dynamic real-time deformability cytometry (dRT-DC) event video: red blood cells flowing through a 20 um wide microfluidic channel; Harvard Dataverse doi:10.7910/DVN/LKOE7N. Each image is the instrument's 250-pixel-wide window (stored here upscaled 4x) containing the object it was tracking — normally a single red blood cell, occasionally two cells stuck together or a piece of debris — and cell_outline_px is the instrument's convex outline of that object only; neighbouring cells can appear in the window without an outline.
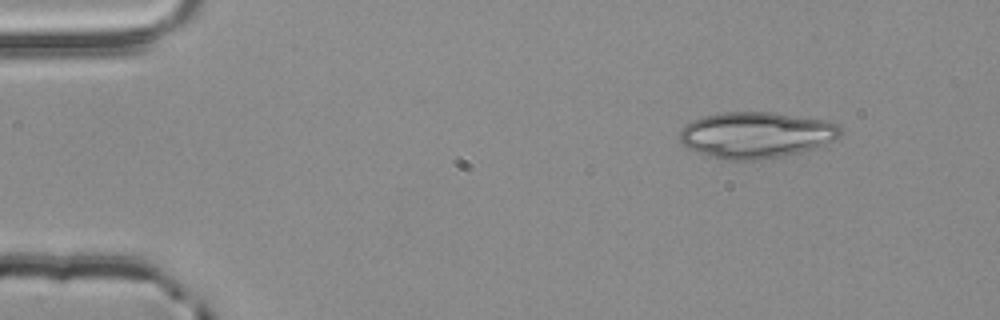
{"species": "common noctule bat (a hibernating species)", "species_latin": "Nyctalus noctula", "temperature_condition": "room temperature", "stored_images_in_passage": 3, "camera_frame_rate_fps": 3000, "um_per_image_px": 0.085, "animal": {"sex": "male", "body_mass_g": 20.4}, "frame": {"image": 1, "passage_image": 1, "time_ms": 0.0, "image_size_px": [1000, 320], "cell_outline_px": [[840, 136], [816, 148], [784, 156], [764, 160], [724, 160], [688, 148], [680, 140], [680, 132], [684, 124], [692, 120], [704, 116], [720, 112], [772, 112], [828, 120], [840, 124]], "centroid_in_image_um": [64.29, 11.46], "position_along_channel_um": 20.7, "area_um2": 43.47}}